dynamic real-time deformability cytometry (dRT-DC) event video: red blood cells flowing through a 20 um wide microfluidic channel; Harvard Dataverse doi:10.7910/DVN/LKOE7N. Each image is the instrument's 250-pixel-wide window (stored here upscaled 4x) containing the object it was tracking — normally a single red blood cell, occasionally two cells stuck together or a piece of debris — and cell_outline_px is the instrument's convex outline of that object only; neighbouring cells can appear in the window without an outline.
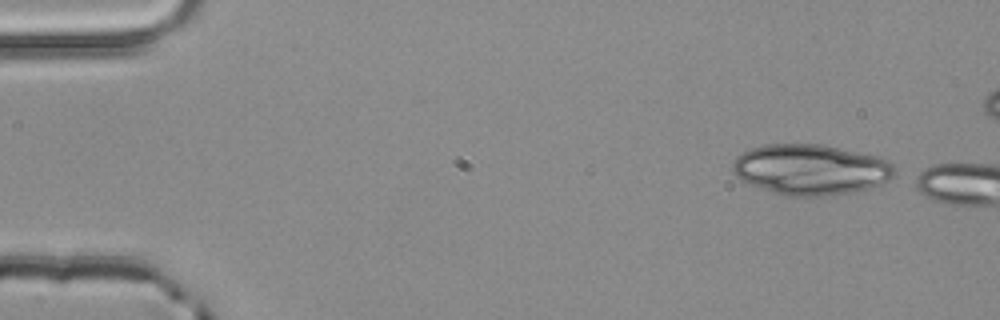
{"species": "common noctule bat (a hibernating species)", "species_latin": "Nyctalus noctula", "temperature_condition": "room temperature", "stored_images_in_passage": 2, "camera_frame_rate_fps": 3000, "um_per_image_px": 0.085, "animal": {"sex": "male", "body_mass_g": 20.4}, "frame": {"image": 1, "passage_image": 1, "time_ms": 0.0, "image_size_px": [1000, 320], "cell_outline_px": [[896, 176], [884, 184], [856, 192], [828, 196], [784, 196], [748, 184], [740, 180], [736, 176], [732, 168], [732, 160], [740, 152], [748, 148], [764, 144], [820, 144], [856, 152], [888, 160], [896, 168]], "centroid_in_image_um": [68.89, 14.43], "position_along_channel_um": 16.1, "area_um2": 48.38}}